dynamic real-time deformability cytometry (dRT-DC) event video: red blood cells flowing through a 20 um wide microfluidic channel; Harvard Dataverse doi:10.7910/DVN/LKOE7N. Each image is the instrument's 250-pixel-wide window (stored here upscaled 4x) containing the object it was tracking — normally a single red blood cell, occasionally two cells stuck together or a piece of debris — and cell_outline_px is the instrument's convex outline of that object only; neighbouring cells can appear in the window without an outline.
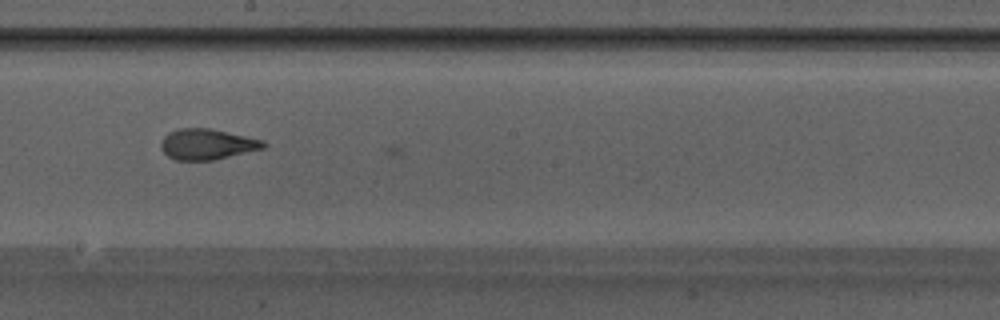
{"species": "Egyptian fruit bat (a non-hibernating species)", "species_latin": "Rousettus aegyptiacus", "temperature_condition": "warm", "stored_images_in_passage": 20, "camera_frame_rate_fps": 3000, "um_per_image_px": 0.085, "animal": {"sex": "male"}, "frame": {"image": 1, "passage_image": 19, "time_ms": 6.0, "image_size_px": [1000, 320], "cell_outline_px": [[268, 144], [264, 148], [212, 160], [176, 160], [168, 156], [160, 148], [160, 140], [168, 132], [176, 128], [212, 128], [264, 140]], "centroid_in_image_um": [17.58, 12.24], "position_along_channel_um": 230.6, "area_um2": 18.5}}